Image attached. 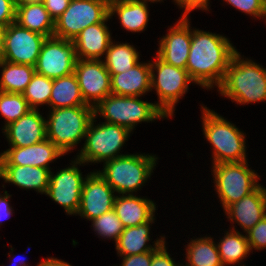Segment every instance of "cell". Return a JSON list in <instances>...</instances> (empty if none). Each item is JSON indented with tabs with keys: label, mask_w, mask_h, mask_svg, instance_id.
Masks as SVG:
<instances>
[{
	"label": "cell",
	"mask_w": 266,
	"mask_h": 266,
	"mask_svg": "<svg viewBox=\"0 0 266 266\" xmlns=\"http://www.w3.org/2000/svg\"><path fill=\"white\" fill-rule=\"evenodd\" d=\"M155 62L150 63L151 90L155 89L159 102L155 105L166 115L174 114L176 103L186 94L191 82L186 69L178 68L162 61L157 55ZM157 72L155 74V71Z\"/></svg>",
	"instance_id": "obj_9"
},
{
	"label": "cell",
	"mask_w": 266,
	"mask_h": 266,
	"mask_svg": "<svg viewBox=\"0 0 266 266\" xmlns=\"http://www.w3.org/2000/svg\"><path fill=\"white\" fill-rule=\"evenodd\" d=\"M216 245L224 266L241 262L251 251L247 236L237 231L235 226L229 232L227 231Z\"/></svg>",
	"instance_id": "obj_31"
},
{
	"label": "cell",
	"mask_w": 266,
	"mask_h": 266,
	"mask_svg": "<svg viewBox=\"0 0 266 266\" xmlns=\"http://www.w3.org/2000/svg\"><path fill=\"white\" fill-rule=\"evenodd\" d=\"M71 0H44L43 5L54 21L69 7Z\"/></svg>",
	"instance_id": "obj_39"
},
{
	"label": "cell",
	"mask_w": 266,
	"mask_h": 266,
	"mask_svg": "<svg viewBox=\"0 0 266 266\" xmlns=\"http://www.w3.org/2000/svg\"><path fill=\"white\" fill-rule=\"evenodd\" d=\"M0 68H2L1 92L22 94L35 74L34 66L10 63L5 60H0Z\"/></svg>",
	"instance_id": "obj_28"
},
{
	"label": "cell",
	"mask_w": 266,
	"mask_h": 266,
	"mask_svg": "<svg viewBox=\"0 0 266 266\" xmlns=\"http://www.w3.org/2000/svg\"><path fill=\"white\" fill-rule=\"evenodd\" d=\"M103 1H105L108 4H110L111 2H114L115 0H103Z\"/></svg>",
	"instance_id": "obj_50"
},
{
	"label": "cell",
	"mask_w": 266,
	"mask_h": 266,
	"mask_svg": "<svg viewBox=\"0 0 266 266\" xmlns=\"http://www.w3.org/2000/svg\"><path fill=\"white\" fill-rule=\"evenodd\" d=\"M142 1H144V2H148L149 1V2H153L154 3V2H159V1H163V0H142Z\"/></svg>",
	"instance_id": "obj_49"
},
{
	"label": "cell",
	"mask_w": 266,
	"mask_h": 266,
	"mask_svg": "<svg viewBox=\"0 0 266 266\" xmlns=\"http://www.w3.org/2000/svg\"><path fill=\"white\" fill-rule=\"evenodd\" d=\"M188 14L181 19L159 41L157 56L167 64L186 69L191 44V27Z\"/></svg>",
	"instance_id": "obj_16"
},
{
	"label": "cell",
	"mask_w": 266,
	"mask_h": 266,
	"mask_svg": "<svg viewBox=\"0 0 266 266\" xmlns=\"http://www.w3.org/2000/svg\"><path fill=\"white\" fill-rule=\"evenodd\" d=\"M247 161L213 165L215 188L224 210L252 193L260 184L259 175L248 167Z\"/></svg>",
	"instance_id": "obj_8"
},
{
	"label": "cell",
	"mask_w": 266,
	"mask_h": 266,
	"mask_svg": "<svg viewBox=\"0 0 266 266\" xmlns=\"http://www.w3.org/2000/svg\"><path fill=\"white\" fill-rule=\"evenodd\" d=\"M16 8L14 0H0V25L8 26L15 22Z\"/></svg>",
	"instance_id": "obj_38"
},
{
	"label": "cell",
	"mask_w": 266,
	"mask_h": 266,
	"mask_svg": "<svg viewBox=\"0 0 266 266\" xmlns=\"http://www.w3.org/2000/svg\"><path fill=\"white\" fill-rule=\"evenodd\" d=\"M10 147H26L47 139L46 119L37 110H30L4 128Z\"/></svg>",
	"instance_id": "obj_18"
},
{
	"label": "cell",
	"mask_w": 266,
	"mask_h": 266,
	"mask_svg": "<svg viewBox=\"0 0 266 266\" xmlns=\"http://www.w3.org/2000/svg\"><path fill=\"white\" fill-rule=\"evenodd\" d=\"M11 195L7 193V191L4 192V195H0V223L4 219L10 217L12 215V207L9 204V198Z\"/></svg>",
	"instance_id": "obj_41"
},
{
	"label": "cell",
	"mask_w": 266,
	"mask_h": 266,
	"mask_svg": "<svg viewBox=\"0 0 266 266\" xmlns=\"http://www.w3.org/2000/svg\"><path fill=\"white\" fill-rule=\"evenodd\" d=\"M103 63L110 75L122 73L139 63V52L129 43L111 41Z\"/></svg>",
	"instance_id": "obj_30"
},
{
	"label": "cell",
	"mask_w": 266,
	"mask_h": 266,
	"mask_svg": "<svg viewBox=\"0 0 266 266\" xmlns=\"http://www.w3.org/2000/svg\"><path fill=\"white\" fill-rule=\"evenodd\" d=\"M113 193L115 191L97 171L90 172L83 183L77 214L91 221L111 211L116 198Z\"/></svg>",
	"instance_id": "obj_15"
},
{
	"label": "cell",
	"mask_w": 266,
	"mask_h": 266,
	"mask_svg": "<svg viewBox=\"0 0 266 266\" xmlns=\"http://www.w3.org/2000/svg\"><path fill=\"white\" fill-rule=\"evenodd\" d=\"M50 111L49 120H46L47 139L66 154L85 138L95 115L94 108L84 105L50 109Z\"/></svg>",
	"instance_id": "obj_5"
},
{
	"label": "cell",
	"mask_w": 266,
	"mask_h": 266,
	"mask_svg": "<svg viewBox=\"0 0 266 266\" xmlns=\"http://www.w3.org/2000/svg\"><path fill=\"white\" fill-rule=\"evenodd\" d=\"M44 0H14L15 8H20L31 4H42Z\"/></svg>",
	"instance_id": "obj_44"
},
{
	"label": "cell",
	"mask_w": 266,
	"mask_h": 266,
	"mask_svg": "<svg viewBox=\"0 0 266 266\" xmlns=\"http://www.w3.org/2000/svg\"><path fill=\"white\" fill-rule=\"evenodd\" d=\"M72 163V166L59 170L55 175L50 172L46 195L61 205L67 214L76 215L80 207L82 187L86 177H82V172L77 167L84 163L77 158Z\"/></svg>",
	"instance_id": "obj_13"
},
{
	"label": "cell",
	"mask_w": 266,
	"mask_h": 266,
	"mask_svg": "<svg viewBox=\"0 0 266 266\" xmlns=\"http://www.w3.org/2000/svg\"><path fill=\"white\" fill-rule=\"evenodd\" d=\"M52 86L53 79L35 72L28 86L22 93L31 109L37 110L39 105H49Z\"/></svg>",
	"instance_id": "obj_32"
},
{
	"label": "cell",
	"mask_w": 266,
	"mask_h": 266,
	"mask_svg": "<svg viewBox=\"0 0 266 266\" xmlns=\"http://www.w3.org/2000/svg\"><path fill=\"white\" fill-rule=\"evenodd\" d=\"M51 170L19 165H0V178L5 183H13L22 189L36 190L41 194H46L50 179Z\"/></svg>",
	"instance_id": "obj_23"
},
{
	"label": "cell",
	"mask_w": 266,
	"mask_h": 266,
	"mask_svg": "<svg viewBox=\"0 0 266 266\" xmlns=\"http://www.w3.org/2000/svg\"><path fill=\"white\" fill-rule=\"evenodd\" d=\"M236 52L225 36L194 29L186 70L194 83L202 88L219 87Z\"/></svg>",
	"instance_id": "obj_1"
},
{
	"label": "cell",
	"mask_w": 266,
	"mask_h": 266,
	"mask_svg": "<svg viewBox=\"0 0 266 266\" xmlns=\"http://www.w3.org/2000/svg\"><path fill=\"white\" fill-rule=\"evenodd\" d=\"M180 8H184V14H190L191 11L195 10V0H174Z\"/></svg>",
	"instance_id": "obj_43"
},
{
	"label": "cell",
	"mask_w": 266,
	"mask_h": 266,
	"mask_svg": "<svg viewBox=\"0 0 266 266\" xmlns=\"http://www.w3.org/2000/svg\"><path fill=\"white\" fill-rule=\"evenodd\" d=\"M109 15L101 22L90 25L73 40L77 59L101 60L112 41L109 27L105 24Z\"/></svg>",
	"instance_id": "obj_20"
},
{
	"label": "cell",
	"mask_w": 266,
	"mask_h": 266,
	"mask_svg": "<svg viewBox=\"0 0 266 266\" xmlns=\"http://www.w3.org/2000/svg\"><path fill=\"white\" fill-rule=\"evenodd\" d=\"M261 3L266 14V0H261Z\"/></svg>",
	"instance_id": "obj_48"
},
{
	"label": "cell",
	"mask_w": 266,
	"mask_h": 266,
	"mask_svg": "<svg viewBox=\"0 0 266 266\" xmlns=\"http://www.w3.org/2000/svg\"><path fill=\"white\" fill-rule=\"evenodd\" d=\"M108 15L109 4L103 0H71L55 20L53 36L73 41L86 27L101 23Z\"/></svg>",
	"instance_id": "obj_10"
},
{
	"label": "cell",
	"mask_w": 266,
	"mask_h": 266,
	"mask_svg": "<svg viewBox=\"0 0 266 266\" xmlns=\"http://www.w3.org/2000/svg\"><path fill=\"white\" fill-rule=\"evenodd\" d=\"M201 109L203 134L213 147L212 164L247 161L244 133L216 112Z\"/></svg>",
	"instance_id": "obj_3"
},
{
	"label": "cell",
	"mask_w": 266,
	"mask_h": 266,
	"mask_svg": "<svg viewBox=\"0 0 266 266\" xmlns=\"http://www.w3.org/2000/svg\"><path fill=\"white\" fill-rule=\"evenodd\" d=\"M87 105L82 97L80 87L74 73L53 79L49 106L51 109Z\"/></svg>",
	"instance_id": "obj_27"
},
{
	"label": "cell",
	"mask_w": 266,
	"mask_h": 266,
	"mask_svg": "<svg viewBox=\"0 0 266 266\" xmlns=\"http://www.w3.org/2000/svg\"><path fill=\"white\" fill-rule=\"evenodd\" d=\"M75 44L71 40L51 36L42 44L35 67L37 74L56 79L74 73Z\"/></svg>",
	"instance_id": "obj_11"
},
{
	"label": "cell",
	"mask_w": 266,
	"mask_h": 266,
	"mask_svg": "<svg viewBox=\"0 0 266 266\" xmlns=\"http://www.w3.org/2000/svg\"><path fill=\"white\" fill-rule=\"evenodd\" d=\"M224 211L231 222L235 220L244 233L248 232L266 216V188L260 184L252 193L231 204Z\"/></svg>",
	"instance_id": "obj_19"
},
{
	"label": "cell",
	"mask_w": 266,
	"mask_h": 266,
	"mask_svg": "<svg viewBox=\"0 0 266 266\" xmlns=\"http://www.w3.org/2000/svg\"><path fill=\"white\" fill-rule=\"evenodd\" d=\"M149 63L139 62L128 71L111 75V92L118 96H143L151 91Z\"/></svg>",
	"instance_id": "obj_21"
},
{
	"label": "cell",
	"mask_w": 266,
	"mask_h": 266,
	"mask_svg": "<svg viewBox=\"0 0 266 266\" xmlns=\"http://www.w3.org/2000/svg\"><path fill=\"white\" fill-rule=\"evenodd\" d=\"M165 241L152 251V261L150 266H179L173 261L170 257V254L167 252Z\"/></svg>",
	"instance_id": "obj_37"
},
{
	"label": "cell",
	"mask_w": 266,
	"mask_h": 266,
	"mask_svg": "<svg viewBox=\"0 0 266 266\" xmlns=\"http://www.w3.org/2000/svg\"><path fill=\"white\" fill-rule=\"evenodd\" d=\"M46 38L42 34L13 22L7 26L5 31L2 60L35 66Z\"/></svg>",
	"instance_id": "obj_12"
},
{
	"label": "cell",
	"mask_w": 266,
	"mask_h": 266,
	"mask_svg": "<svg viewBox=\"0 0 266 266\" xmlns=\"http://www.w3.org/2000/svg\"><path fill=\"white\" fill-rule=\"evenodd\" d=\"M211 237L191 239L186 247V266H224Z\"/></svg>",
	"instance_id": "obj_29"
},
{
	"label": "cell",
	"mask_w": 266,
	"mask_h": 266,
	"mask_svg": "<svg viewBox=\"0 0 266 266\" xmlns=\"http://www.w3.org/2000/svg\"><path fill=\"white\" fill-rule=\"evenodd\" d=\"M155 203L134 194L116 196L113 210L124 228L138 226L154 218Z\"/></svg>",
	"instance_id": "obj_22"
},
{
	"label": "cell",
	"mask_w": 266,
	"mask_h": 266,
	"mask_svg": "<svg viewBox=\"0 0 266 266\" xmlns=\"http://www.w3.org/2000/svg\"><path fill=\"white\" fill-rule=\"evenodd\" d=\"M30 110L32 109L23 94L0 91V114L6 120L4 127L18 120Z\"/></svg>",
	"instance_id": "obj_33"
},
{
	"label": "cell",
	"mask_w": 266,
	"mask_h": 266,
	"mask_svg": "<svg viewBox=\"0 0 266 266\" xmlns=\"http://www.w3.org/2000/svg\"><path fill=\"white\" fill-rule=\"evenodd\" d=\"M15 22L21 27L51 37L55 30V21L42 4H31L16 8Z\"/></svg>",
	"instance_id": "obj_26"
},
{
	"label": "cell",
	"mask_w": 266,
	"mask_h": 266,
	"mask_svg": "<svg viewBox=\"0 0 266 266\" xmlns=\"http://www.w3.org/2000/svg\"><path fill=\"white\" fill-rule=\"evenodd\" d=\"M155 217L148 222L140 224L138 226L126 227L119 236V239L115 243V248L119 256H130L135 254H142L145 252H152L159 247L164 241L165 237H162L154 241V247L148 245L150 241V224L154 223ZM147 244V245H146Z\"/></svg>",
	"instance_id": "obj_24"
},
{
	"label": "cell",
	"mask_w": 266,
	"mask_h": 266,
	"mask_svg": "<svg viewBox=\"0 0 266 266\" xmlns=\"http://www.w3.org/2000/svg\"><path fill=\"white\" fill-rule=\"evenodd\" d=\"M17 260H19V258L17 259ZM21 260V261H20ZM20 260H19V262H17L16 264H19L20 266H29L28 264H26V262H25V259H21L20 258ZM15 262V261H14Z\"/></svg>",
	"instance_id": "obj_47"
},
{
	"label": "cell",
	"mask_w": 266,
	"mask_h": 266,
	"mask_svg": "<svg viewBox=\"0 0 266 266\" xmlns=\"http://www.w3.org/2000/svg\"><path fill=\"white\" fill-rule=\"evenodd\" d=\"M74 74L85 103L97 106L111 92V75L102 60L77 59Z\"/></svg>",
	"instance_id": "obj_14"
},
{
	"label": "cell",
	"mask_w": 266,
	"mask_h": 266,
	"mask_svg": "<svg viewBox=\"0 0 266 266\" xmlns=\"http://www.w3.org/2000/svg\"><path fill=\"white\" fill-rule=\"evenodd\" d=\"M117 14L121 26L131 32L144 31L149 21L147 2L142 0H115L109 4V17Z\"/></svg>",
	"instance_id": "obj_25"
},
{
	"label": "cell",
	"mask_w": 266,
	"mask_h": 266,
	"mask_svg": "<svg viewBox=\"0 0 266 266\" xmlns=\"http://www.w3.org/2000/svg\"><path fill=\"white\" fill-rule=\"evenodd\" d=\"M121 257H123V261L120 266H150L152 261V252Z\"/></svg>",
	"instance_id": "obj_40"
},
{
	"label": "cell",
	"mask_w": 266,
	"mask_h": 266,
	"mask_svg": "<svg viewBox=\"0 0 266 266\" xmlns=\"http://www.w3.org/2000/svg\"><path fill=\"white\" fill-rule=\"evenodd\" d=\"M209 0H195V9H201V10H207L209 11L208 9V6L210 3H208Z\"/></svg>",
	"instance_id": "obj_46"
},
{
	"label": "cell",
	"mask_w": 266,
	"mask_h": 266,
	"mask_svg": "<svg viewBox=\"0 0 266 266\" xmlns=\"http://www.w3.org/2000/svg\"><path fill=\"white\" fill-rule=\"evenodd\" d=\"M37 266H72L67 262H64L63 260L51 257L47 258L45 260H41Z\"/></svg>",
	"instance_id": "obj_42"
},
{
	"label": "cell",
	"mask_w": 266,
	"mask_h": 266,
	"mask_svg": "<svg viewBox=\"0 0 266 266\" xmlns=\"http://www.w3.org/2000/svg\"><path fill=\"white\" fill-rule=\"evenodd\" d=\"M6 26L0 25V60H2L3 56V48H4V35L6 31Z\"/></svg>",
	"instance_id": "obj_45"
},
{
	"label": "cell",
	"mask_w": 266,
	"mask_h": 266,
	"mask_svg": "<svg viewBox=\"0 0 266 266\" xmlns=\"http://www.w3.org/2000/svg\"><path fill=\"white\" fill-rule=\"evenodd\" d=\"M91 221L94 231H96L99 236H102L104 239H113L115 243L124 230L120 219L113 209Z\"/></svg>",
	"instance_id": "obj_34"
},
{
	"label": "cell",
	"mask_w": 266,
	"mask_h": 266,
	"mask_svg": "<svg viewBox=\"0 0 266 266\" xmlns=\"http://www.w3.org/2000/svg\"><path fill=\"white\" fill-rule=\"evenodd\" d=\"M241 58L238 51L233 55L218 91L241 105L265 101L266 68Z\"/></svg>",
	"instance_id": "obj_2"
},
{
	"label": "cell",
	"mask_w": 266,
	"mask_h": 266,
	"mask_svg": "<svg viewBox=\"0 0 266 266\" xmlns=\"http://www.w3.org/2000/svg\"><path fill=\"white\" fill-rule=\"evenodd\" d=\"M96 115H94L91 123L89 124L88 130L85 135V143L81 149L77 159L85 163H100L106 162L110 159L117 158L125 155L120 154L121 148L129 134L131 133L125 127L117 124H111L103 122L98 125H94L96 121ZM120 155H119V154Z\"/></svg>",
	"instance_id": "obj_7"
},
{
	"label": "cell",
	"mask_w": 266,
	"mask_h": 266,
	"mask_svg": "<svg viewBox=\"0 0 266 266\" xmlns=\"http://www.w3.org/2000/svg\"><path fill=\"white\" fill-rule=\"evenodd\" d=\"M239 11L253 15L256 18H266L261 0H224Z\"/></svg>",
	"instance_id": "obj_36"
},
{
	"label": "cell",
	"mask_w": 266,
	"mask_h": 266,
	"mask_svg": "<svg viewBox=\"0 0 266 266\" xmlns=\"http://www.w3.org/2000/svg\"><path fill=\"white\" fill-rule=\"evenodd\" d=\"M138 98L110 94L94 107V114L104 117L107 123L117 124L130 131H133L137 123L166 118L155 103Z\"/></svg>",
	"instance_id": "obj_6"
},
{
	"label": "cell",
	"mask_w": 266,
	"mask_h": 266,
	"mask_svg": "<svg viewBox=\"0 0 266 266\" xmlns=\"http://www.w3.org/2000/svg\"><path fill=\"white\" fill-rule=\"evenodd\" d=\"M245 234H247L250 250L266 248V216Z\"/></svg>",
	"instance_id": "obj_35"
},
{
	"label": "cell",
	"mask_w": 266,
	"mask_h": 266,
	"mask_svg": "<svg viewBox=\"0 0 266 266\" xmlns=\"http://www.w3.org/2000/svg\"><path fill=\"white\" fill-rule=\"evenodd\" d=\"M64 153L49 139L26 147H10L0 154V165L34 166L49 169V163Z\"/></svg>",
	"instance_id": "obj_17"
},
{
	"label": "cell",
	"mask_w": 266,
	"mask_h": 266,
	"mask_svg": "<svg viewBox=\"0 0 266 266\" xmlns=\"http://www.w3.org/2000/svg\"><path fill=\"white\" fill-rule=\"evenodd\" d=\"M157 157L154 155L125 154L104 163L97 171L118 194L129 195L141 189L150 178Z\"/></svg>",
	"instance_id": "obj_4"
}]
</instances>
